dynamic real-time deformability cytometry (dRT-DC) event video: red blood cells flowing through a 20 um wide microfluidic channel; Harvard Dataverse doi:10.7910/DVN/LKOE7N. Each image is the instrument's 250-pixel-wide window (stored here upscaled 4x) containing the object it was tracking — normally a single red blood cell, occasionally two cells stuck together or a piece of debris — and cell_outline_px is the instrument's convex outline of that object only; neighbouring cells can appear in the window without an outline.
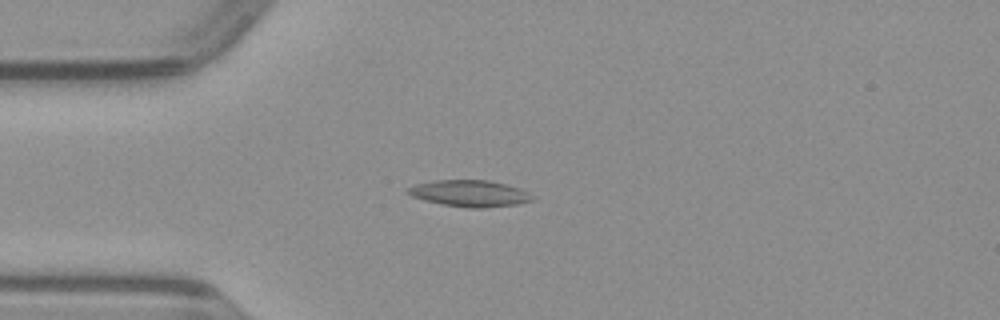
{"species": "common noctule bat (a hibernating species)", "species_latin": "Nyctalus noctula", "temperature_condition": "warm", "stored_images_in_passage": 51, "camera_frame_rate_fps": 3000, "um_per_image_px": 0.085, "animal": {"sex": "male", "body_mass_g": 23.1, "forearm_length_mm": 52.7}, "frame": {"image": 1, "passage_image": 13, "time_ms": 4.0, "image_size_px": [1000, 320], "cell_outline_px": [[532, 200], [516, 204], [484, 208], [468, 208], [444, 204], [424, 200], [412, 196], [404, 192], [404, 188], [416, 184], [436, 180], [488, 180], [508, 184], [520, 188], [528, 192], [532, 196]], "centroid_in_image_um": [39.88, 16.43], "position_along_channel_um": 45.1, "area_um2": 19.25}}
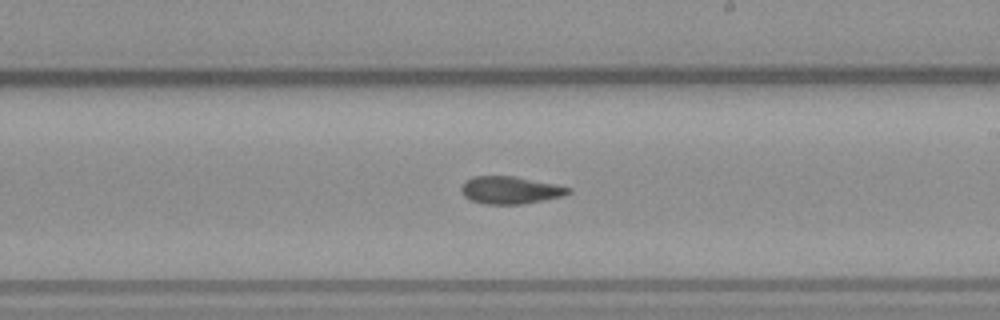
{"frame": {"image": 2, "passage_image": 29, "time_ms": 9.333, "image_size_px": [1000, 320], "cell_outline_px": [[572, 192], [560, 196], [544, 200], [520, 204], [484, 204], [472, 200], [464, 196], [460, 192], [460, 184], [464, 180], [472, 176], [516, 176], [556, 184], [572, 188]], "centroid_in_image_um": [43.33, 16.14], "position_along_channel_um": 245.7, "area_um2": 17.34}}
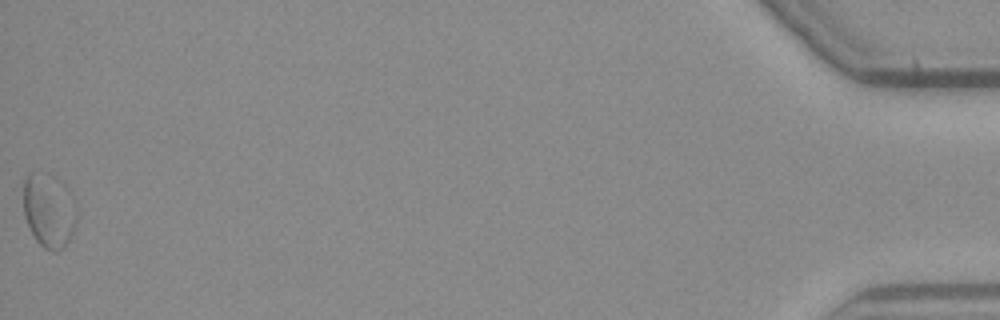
{"frame": {"image": 3, "passage_image": 51, "time_ms": 16.667, "image_size_px": [1000, 320], "cell_outline_px": [[76, 220], [72, 232], [68, 240], [56, 252], [44, 248], [36, 240], [24, 216], [24, 176], [28, 172], [32, 172], [76, 204]], "centroid_in_image_um": [4.08, 18.1], "position_along_channel_um": 431.1, "area_um2": 20.46}}